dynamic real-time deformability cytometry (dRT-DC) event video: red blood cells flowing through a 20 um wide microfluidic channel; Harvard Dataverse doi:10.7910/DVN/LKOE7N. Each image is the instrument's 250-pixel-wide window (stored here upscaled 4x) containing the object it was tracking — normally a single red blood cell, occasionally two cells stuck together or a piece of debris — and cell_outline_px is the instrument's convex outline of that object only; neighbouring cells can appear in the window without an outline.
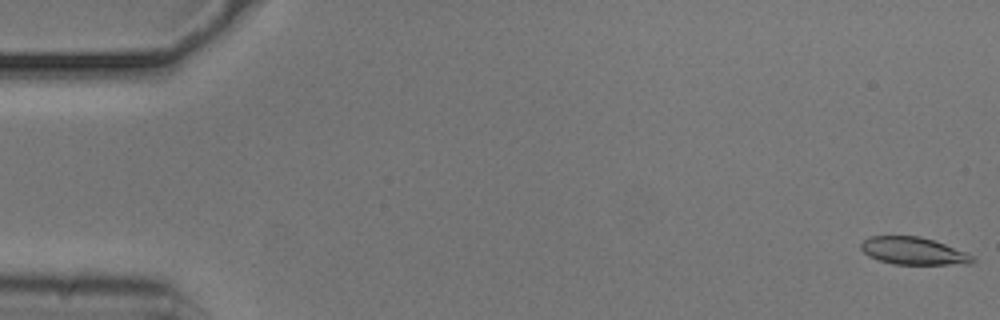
{"species": "common noctule bat (a hibernating species)", "species_latin": "Nyctalus noctula", "temperature_condition": "cold", "stored_images_in_passage": 34, "camera_frame_rate_fps": 3000, "um_per_image_px": 0.085, "animal": {"sex": "male", "body_mass_g": 20.5, "forearm_length_mm": 52.5}, "frame": {"image": 1, "passage_image": 1, "time_ms": 0.0, "image_size_px": [1000, 320], "cell_outline_px": [[976, 260], [972, 264], [892, 264], [868, 256], [860, 248], [860, 244], [868, 236], [920, 236], [968, 252]], "centroid_in_image_um": [77.65, 21.33], "position_along_channel_um": 7.4, "area_um2": 17.86}}
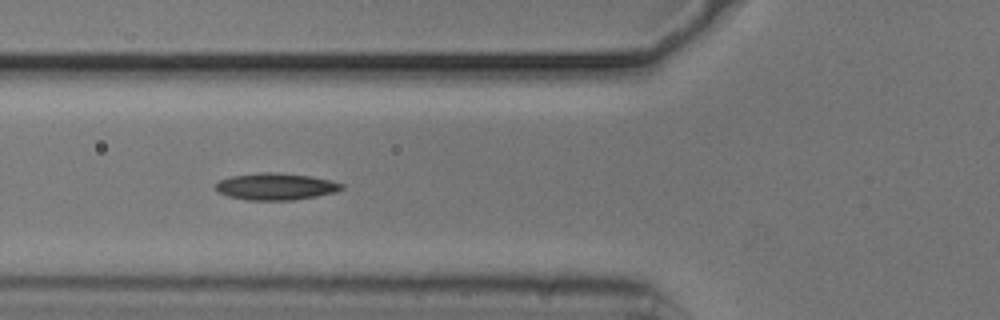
{"frame": {"image": 2, "passage_image": 20, "time_ms": 6.333, "image_size_px": [1000, 320], "cell_outline_px": [[344, 188], [336, 192], [316, 196], [292, 200], [248, 200], [228, 196], [216, 192], [212, 188], [212, 184], [220, 180], [232, 176], [260, 172], [276, 172], [312, 176], [344, 184]], "centroid_in_image_um": [23.38, 15.85], "position_along_channel_um": 102.4, "area_um2": 19.94}}
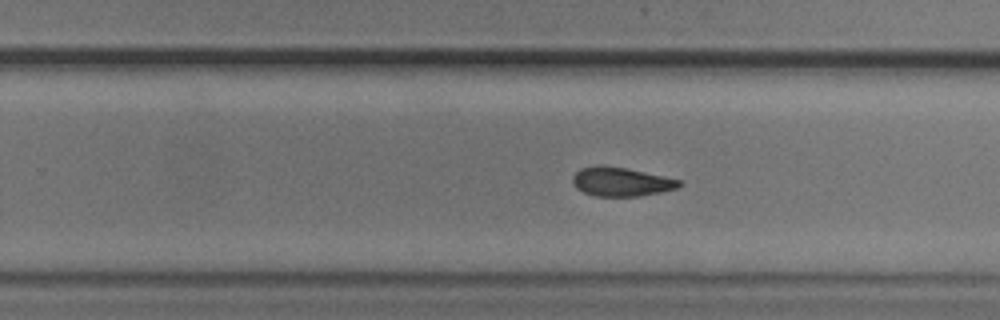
{"frame": {"image": 3, "passage_image": 34, "time_ms": 11.0, "image_size_px": [1000, 320], "cell_outline_px": [[684, 184], [676, 188], [660, 192], [640, 196], [596, 196], [584, 192], [576, 188], [572, 184], [572, 176], [580, 168], [600, 164], [604, 164], [684, 180]], "centroid_in_image_um": [52.79, 15.44], "position_along_channel_um": 277.0, "area_um2": 18.15}}